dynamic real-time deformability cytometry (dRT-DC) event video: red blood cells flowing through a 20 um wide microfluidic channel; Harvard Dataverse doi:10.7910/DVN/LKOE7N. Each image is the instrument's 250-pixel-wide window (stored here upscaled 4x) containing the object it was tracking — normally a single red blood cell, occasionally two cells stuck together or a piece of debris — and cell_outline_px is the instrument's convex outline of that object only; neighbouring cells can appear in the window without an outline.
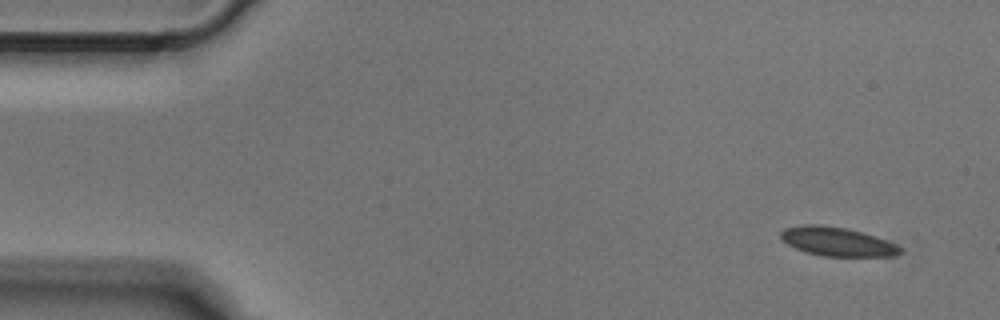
{"species": "Egyptian fruit bat (a non-hibernating species)", "species_latin": "Rousettus aegyptiacus", "temperature_condition": "cold", "stored_images_in_passage": 5, "camera_frame_rate_fps": 3000, "um_per_image_px": 0.085, "animal": {"sex": "male"}, "frame": {"image": 1, "passage_image": 1, "time_ms": 0.0, "image_size_px": [1000, 320], "cell_outline_px": [[904, 252], [896, 256], [820, 256], [804, 252], [780, 240], [780, 232], [784, 228], [804, 224], [820, 224], [848, 228], [864, 232], [888, 240], [904, 248]], "centroid_in_image_um": [71.19, 20.53], "position_along_channel_um": 13.8, "area_um2": 20.63}}
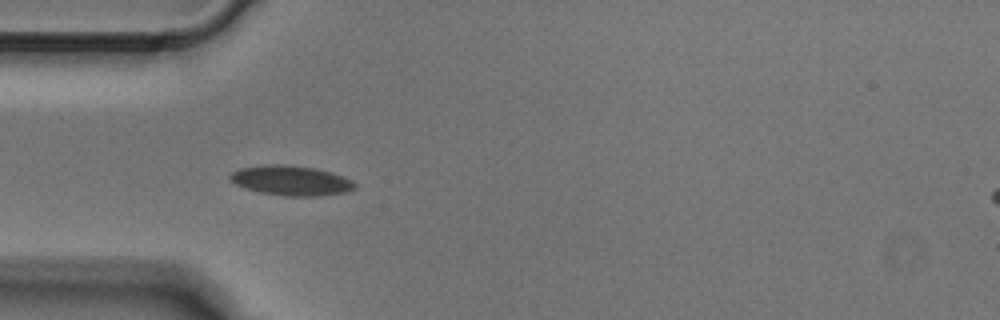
{"frame": {"image": 2, "passage_image": 4, "time_ms": 1.0, "image_size_px": [1000, 320], "cell_outline_px": [[356, 188], [348, 192], [320, 196], [284, 196], [260, 192], [236, 184], [228, 176], [232, 172], [240, 168], [268, 164], [284, 164], [312, 168], [332, 172], [344, 176], [352, 180], [356, 184]], "centroid_in_image_um": [24.79, 15.35], "position_along_channel_um": 60.2, "area_um2": 21.68}}
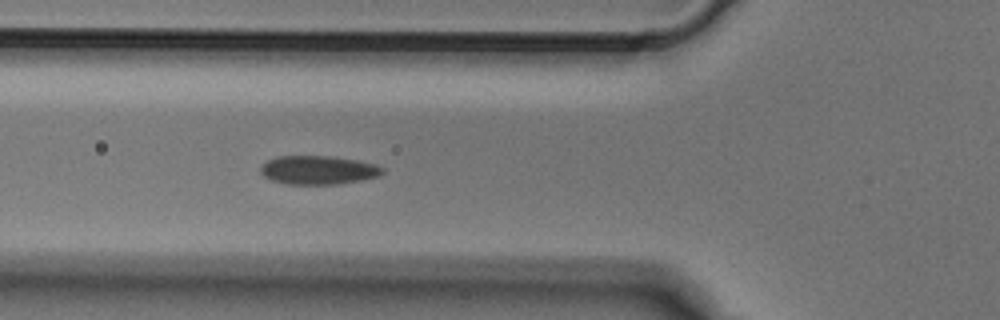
{"frame": {"image": 3, "passage_image": 5, "time_ms": 1.333, "image_size_px": [1000, 320], "cell_outline_px": [[384, 172], [380, 176], [360, 180], [336, 184], [288, 184], [272, 180], [264, 176], [260, 172], [260, 168], [268, 160], [276, 156], [332, 156], [360, 160], [376, 164], [384, 168]], "centroid_in_image_um": [27.09, 14.44], "position_along_channel_um": 98.7, "area_um2": 20.46}}